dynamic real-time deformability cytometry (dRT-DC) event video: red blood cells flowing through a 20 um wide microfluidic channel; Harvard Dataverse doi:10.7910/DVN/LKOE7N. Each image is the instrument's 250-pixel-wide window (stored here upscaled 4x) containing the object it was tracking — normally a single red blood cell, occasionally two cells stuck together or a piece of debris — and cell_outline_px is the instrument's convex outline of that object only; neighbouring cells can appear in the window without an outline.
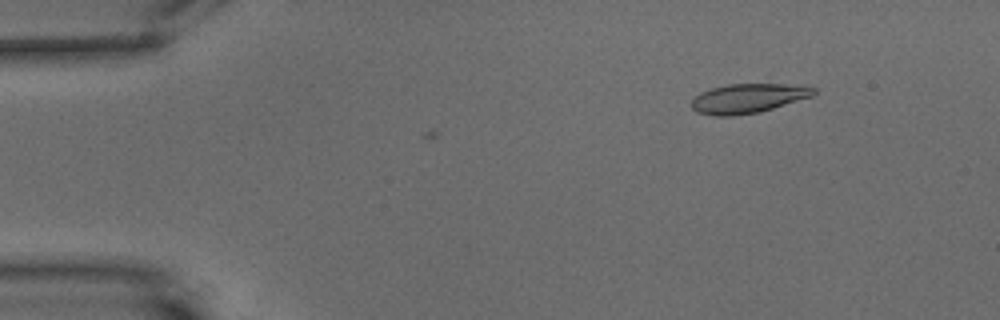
{"species": "common noctule bat (a hibernating species)", "species_latin": "Nyctalus noctula", "temperature_condition": "warm", "stored_images_in_passage": 4, "camera_frame_rate_fps": 3000, "um_per_image_px": 0.085, "animal": {"sex": "male", "body_mass_g": 15.6}, "frame": {"image": 1, "passage_image": 1, "time_ms": 0.0, "image_size_px": [1000, 320], "cell_outline_px": [[816, 92], [812, 96], [760, 112], [732, 116], [712, 116], [696, 112], [692, 108], [692, 100], [700, 92], [712, 88], [728, 84], [784, 84], [816, 88]], "centroid_in_image_um": [63.54, 8.37], "position_along_channel_um": 21.5, "area_um2": 20.81}}